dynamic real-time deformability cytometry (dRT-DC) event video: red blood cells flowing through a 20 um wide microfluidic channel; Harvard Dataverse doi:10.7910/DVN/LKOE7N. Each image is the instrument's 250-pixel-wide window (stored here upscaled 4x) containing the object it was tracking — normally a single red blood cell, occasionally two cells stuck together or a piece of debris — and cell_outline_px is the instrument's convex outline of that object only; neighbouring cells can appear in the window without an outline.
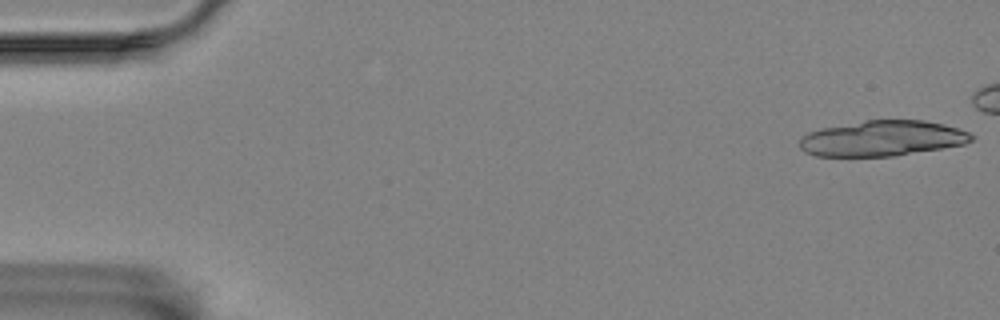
{"species": "Egyptian fruit bat (a non-hibernating species)", "species_latin": "Rousettus aegyptiacus", "temperature_condition": "room temperature", "stored_images_in_passage": 19, "camera_frame_rate_fps": 3000, "um_per_image_px": 0.085, "animal": {"sex": "female"}, "frame": {"image": 1, "passage_image": 1, "time_ms": 0.0, "image_size_px": [1000, 320], "cell_outline_px": [[976, 136], [972, 140], [964, 144], [892, 156], [816, 156], [804, 152], [800, 148], [800, 136], [808, 132], [820, 128], [868, 120], [924, 120], [944, 124], [968, 132]], "centroid_in_image_um": [74.96, 11.76], "position_along_channel_um": 10.0, "area_um2": 35.43}}